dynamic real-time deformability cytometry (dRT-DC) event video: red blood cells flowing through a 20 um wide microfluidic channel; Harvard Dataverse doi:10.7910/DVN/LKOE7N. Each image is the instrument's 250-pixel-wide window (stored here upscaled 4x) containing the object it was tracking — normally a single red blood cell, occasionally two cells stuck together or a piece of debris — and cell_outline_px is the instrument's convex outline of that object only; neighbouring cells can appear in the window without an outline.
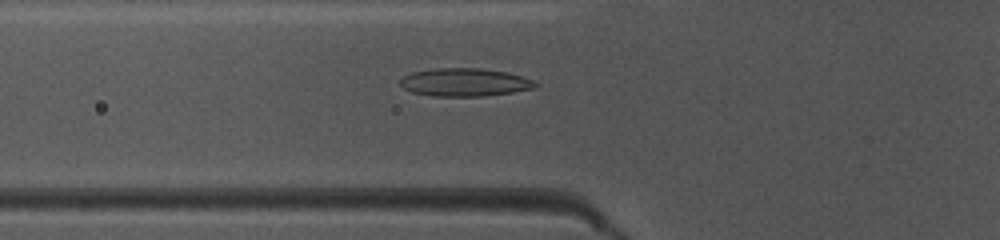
{"species": "common noctule bat (a hibernating species)", "species_latin": "Nyctalus noctula", "temperature_condition": "warm", "stored_images_in_passage": 49, "camera_frame_rate_fps": 3000, "um_per_image_px": 0.085, "animal": {"sex": "female", "body_mass_g": 10.0, "forearm_length_mm": 53.1}, "frame": {"image": 1, "passage_image": 18, "time_ms": 5.667, "image_size_px": [1000, 240], "cell_outline_px": [[540, 84], [536, 88], [512, 92], [484, 96], [436, 96], [412, 92], [404, 88], [400, 84], [400, 80], [404, 76], [412, 72], [436, 68], [480, 68], [508, 72], [536, 80]], "centroid_in_image_um": [39.57, 6.99], "position_along_channel_um": 86.2, "area_um2": 22.2}}
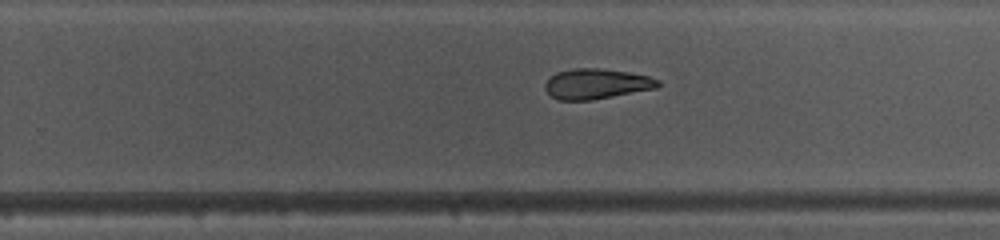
{"frame": {"image": 2, "passage_image": 32, "time_ms": 10.333, "image_size_px": [1000, 240], "cell_outline_px": [[660, 84], [656, 88], [592, 100], [560, 100], [552, 96], [544, 88], [544, 84], [556, 72], [576, 68], [600, 68], [628, 72], [648, 76], [660, 80]], "centroid_in_image_um": [50.7, 7.12], "position_along_channel_um": 279.1, "area_um2": 19.77}}
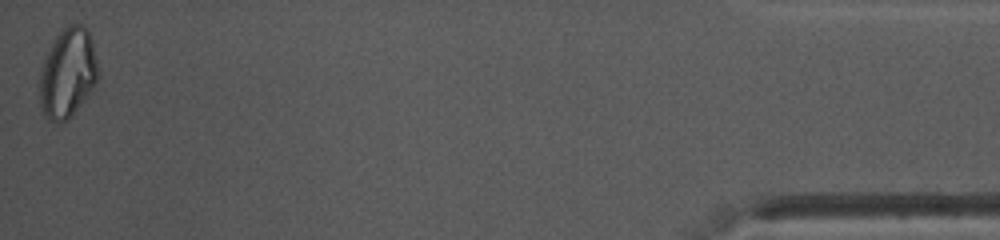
{"frame": {"image": 3, "passage_image": 49, "time_ms": 16.0, "image_size_px": [1000, 240], "cell_outline_px": [[96, 84], [72, 116], [64, 124], [60, 124], [48, 120], [44, 116], [40, 104], [40, 72], [44, 60], [52, 40], [60, 28], [68, 24], [80, 24], [88, 28], [92, 40], [96, 60]], "centroid_in_image_um": [5.73, 6.21], "position_along_channel_um": 429.5, "area_um2": 30.75}, "authors_computed_cell_mechanics": {"area_um2": 21.8484, "velocity_mm_per_s": 4.1144, "shape_relaxation_time_tau1_ms": null, "shape_relaxation_time_tau2_ms": 5.0236, "deformation_change_tau1": null, "deformation_change_tau2": 0.1191}}